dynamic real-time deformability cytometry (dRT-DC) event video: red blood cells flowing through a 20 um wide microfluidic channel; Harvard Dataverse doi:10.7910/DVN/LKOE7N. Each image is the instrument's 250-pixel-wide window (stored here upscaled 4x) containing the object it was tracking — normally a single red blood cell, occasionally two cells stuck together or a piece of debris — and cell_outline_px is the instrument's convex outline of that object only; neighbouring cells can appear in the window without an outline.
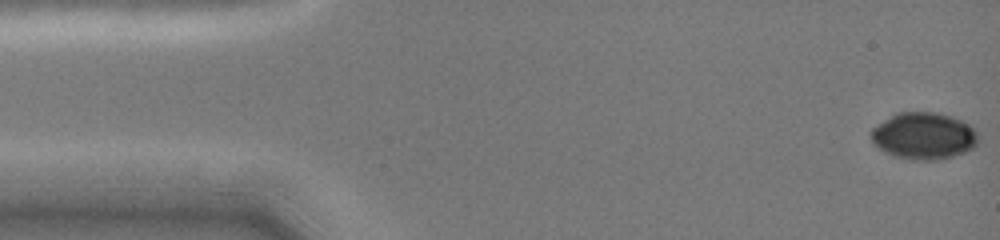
{"species": "common noctule bat (a hibernating species)", "species_latin": "Nyctalus noctula", "temperature_condition": "cold", "stored_images_in_passage": 9, "camera_frame_rate_fps": 3000, "um_per_image_px": 0.085, "animal": {"sex": "female", "body_mass_g": 19.0, "forearm_length_mm": 51.5}, "frame": {"image": 1, "passage_image": 1, "time_ms": 0.0, "image_size_px": [1000, 240], "cell_outline_px": [[976, 144], [972, 148], [964, 152], [940, 160], [912, 160], [896, 156], [880, 148], [872, 140], [872, 128], [896, 112], [936, 112], [952, 116], [976, 128]], "centroid_in_image_um": [78.54, 11.54], "position_along_channel_um": 6.5, "area_um2": 28.96}}